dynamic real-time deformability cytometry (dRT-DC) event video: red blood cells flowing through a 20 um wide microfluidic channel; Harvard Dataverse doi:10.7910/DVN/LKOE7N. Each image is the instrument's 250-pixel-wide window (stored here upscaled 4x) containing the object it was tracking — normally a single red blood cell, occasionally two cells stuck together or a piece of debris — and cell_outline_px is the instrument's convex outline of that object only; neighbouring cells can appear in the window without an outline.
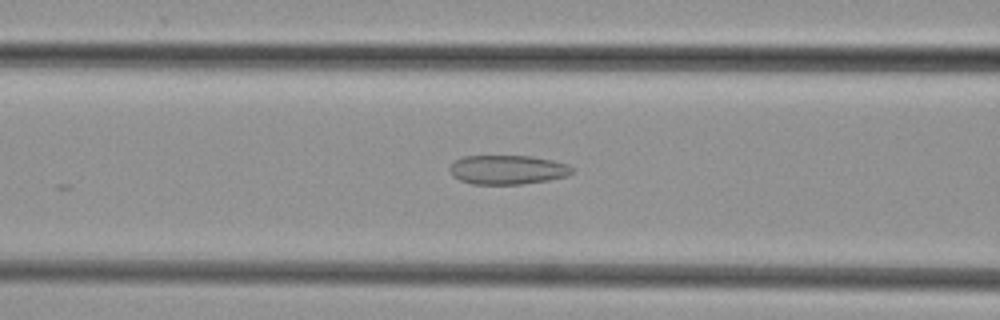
{"species": "common noctule bat (a hibernating species)", "species_latin": "Nyctalus noctula", "temperature_condition": "cold", "stored_images_in_passage": 19, "camera_frame_rate_fps": 3000, "um_per_image_px": 0.085, "animal": {"sex": "female", "body_mass_g": 29.2, "forearm_length_mm": 56.3}, "frame": {"image": 1, "passage_image": 9, "time_ms": 2.667, "image_size_px": [1000, 320], "cell_outline_px": [[572, 172], [568, 176], [548, 180], [520, 184], [472, 184], [460, 180], [452, 176], [448, 168], [456, 160], [464, 156], [532, 156], [552, 160], [568, 164], [572, 168]], "centroid_in_image_um": [43.13, 14.43], "position_along_channel_um": 123.5, "area_um2": 20.81}}
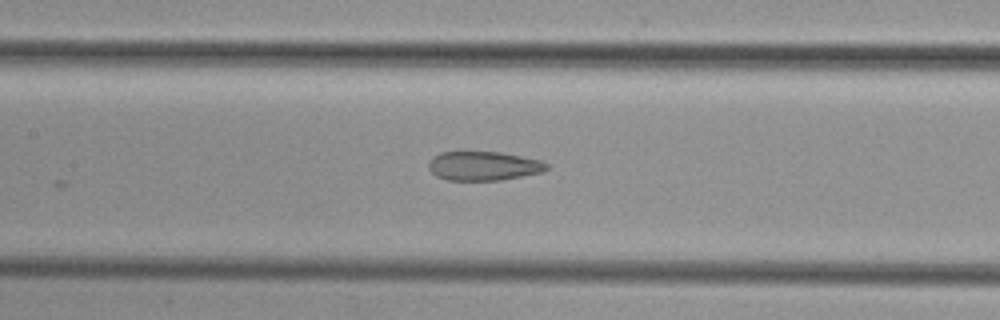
{"frame": {"image": 2, "passage_image": 12, "time_ms": 3.667, "image_size_px": [1000, 320], "cell_outline_px": [[548, 168], [544, 172], [500, 180], [448, 180], [436, 176], [428, 168], [428, 160], [432, 156], [440, 152], [500, 152], [540, 160], [548, 164]], "centroid_in_image_um": [41.07, 14.1], "position_along_channel_um": 166.3, "area_um2": 20.06}}
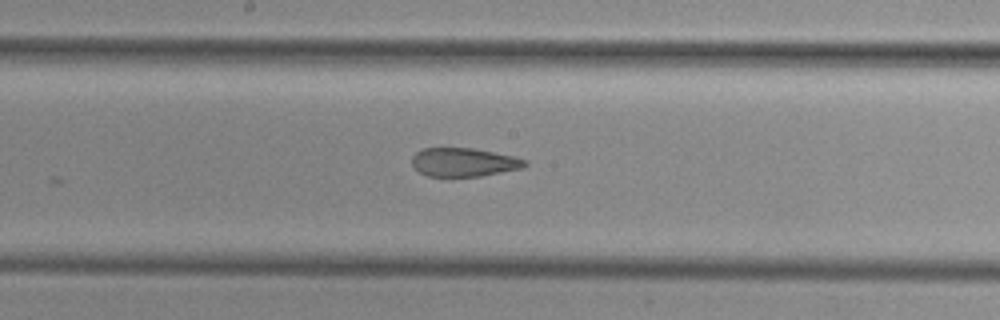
{"frame": {"image": 3, "passage_image": 15, "time_ms": 4.667, "image_size_px": [1000, 320], "cell_outline_px": [[528, 164], [524, 168], [480, 176], [428, 176], [420, 172], [412, 164], [412, 156], [416, 152], [424, 148], [472, 148], [516, 156], [528, 160]], "centroid_in_image_um": [39.48, 13.78], "position_along_channel_um": 208.7, "area_um2": 18.9}}